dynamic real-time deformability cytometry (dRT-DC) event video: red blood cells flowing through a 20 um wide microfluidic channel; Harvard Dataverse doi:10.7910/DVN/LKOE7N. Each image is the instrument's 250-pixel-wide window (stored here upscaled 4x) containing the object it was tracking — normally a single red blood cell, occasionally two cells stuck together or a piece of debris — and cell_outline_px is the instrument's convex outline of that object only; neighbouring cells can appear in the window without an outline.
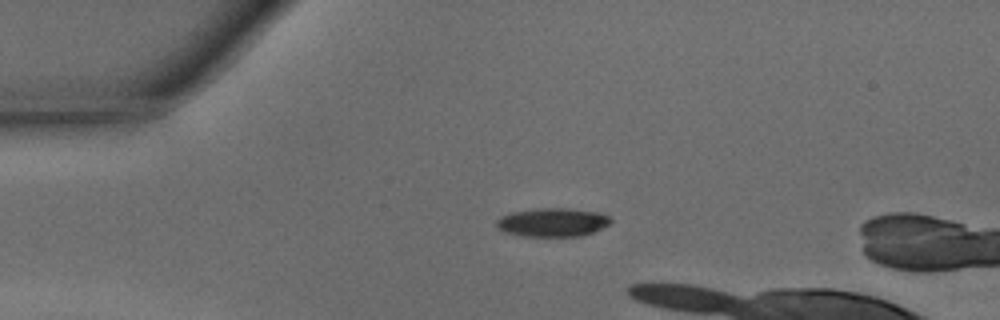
{"species": "common noctule bat (a hibernating species)", "species_latin": "Nyctalus noctula", "temperature_condition": "warm", "stored_images_in_passage": 4, "camera_frame_rate_fps": 3000, "um_per_image_px": 0.085, "animal": {"sex": "male", "body_mass_g": 15.6}, "frame": {"image": 1, "passage_image": 1, "time_ms": 0.0, "image_size_px": [1000, 320], "cell_outline_px": [[612, 220], [608, 224], [584, 236], [524, 236], [504, 232], [496, 228], [496, 220], [500, 216], [512, 212], [536, 208], [568, 208], [600, 212], [608, 216]], "centroid_in_image_um": [46.93, 18.89], "position_along_channel_um": 38.1, "area_um2": 19.13}}